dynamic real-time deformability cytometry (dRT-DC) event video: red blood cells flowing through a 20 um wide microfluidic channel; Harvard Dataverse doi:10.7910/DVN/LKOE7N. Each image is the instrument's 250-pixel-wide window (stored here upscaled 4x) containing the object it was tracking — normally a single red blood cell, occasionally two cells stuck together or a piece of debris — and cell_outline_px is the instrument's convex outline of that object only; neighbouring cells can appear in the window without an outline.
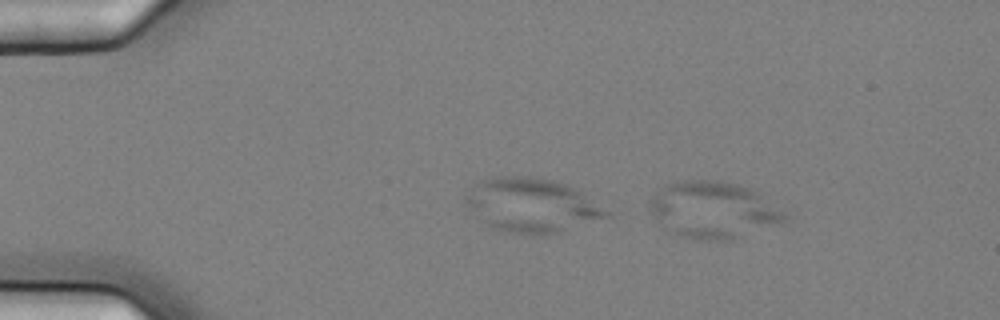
{"species": "common noctule bat (a hibernating species)", "species_latin": "Nyctalus noctula", "temperature_condition": "cold", "stored_images_in_passage": 6, "camera_frame_rate_fps": 3000, "um_per_image_px": 0.085, "animal": {"sex": "female", "body_mass_g": 25.1}, "frame": {"image": 1, "passage_image": 1, "time_ms": 0.0, "image_size_px": [1000, 320], "cell_outline_px": [[788, 216], [780, 224], [732, 240], [700, 240], [680, 236], [656, 220], [648, 208], [648, 200], [660, 188], [676, 180], [720, 180], [748, 188], [760, 192], [784, 212]], "centroid_in_image_um": [60.63, 17.84], "position_along_channel_um": 24.4, "area_um2": 44.74}}
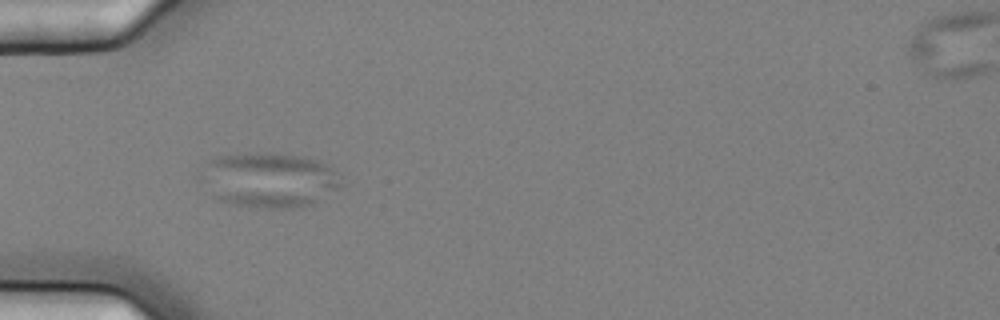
{"frame": {"image": 2, "passage_image": 4, "time_ms": 1.0, "image_size_px": [1000, 320], "cell_outline_px": [[344, 188], [312, 204], [292, 208], [272, 208], [232, 204], [220, 200], [196, 180], [196, 176], [208, 160], [220, 156], [244, 152], [272, 152], [304, 156], [316, 160], [332, 168], [336, 172], [344, 184]], "centroid_in_image_um": [22.86, 15.27], "position_along_channel_um": 62.1, "area_um2": 45.95}}
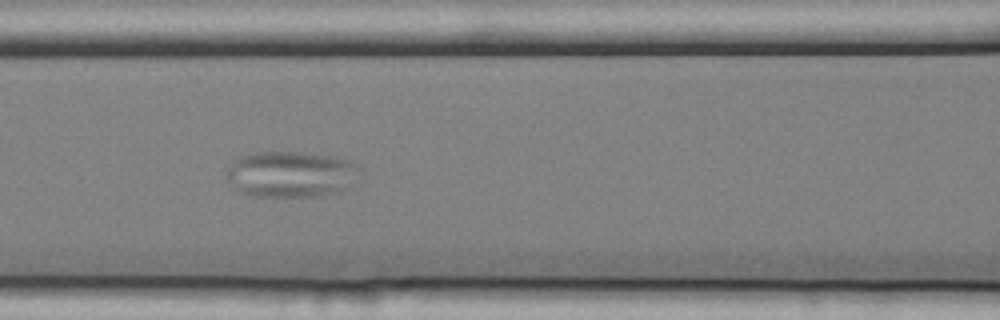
{"frame": {"image": 3, "passage_image": 6, "time_ms": 1.667, "image_size_px": [1000, 320], "cell_outline_px": [[360, 172], [340, 192], [324, 196], [256, 196], [240, 192], [228, 180], [224, 168], [232, 160], [248, 152], [304, 152], [332, 156], [348, 160], [356, 164]], "centroid_in_image_um": [24.66, 14.79], "position_along_channel_um": 141.9, "area_um2": 35.95}}